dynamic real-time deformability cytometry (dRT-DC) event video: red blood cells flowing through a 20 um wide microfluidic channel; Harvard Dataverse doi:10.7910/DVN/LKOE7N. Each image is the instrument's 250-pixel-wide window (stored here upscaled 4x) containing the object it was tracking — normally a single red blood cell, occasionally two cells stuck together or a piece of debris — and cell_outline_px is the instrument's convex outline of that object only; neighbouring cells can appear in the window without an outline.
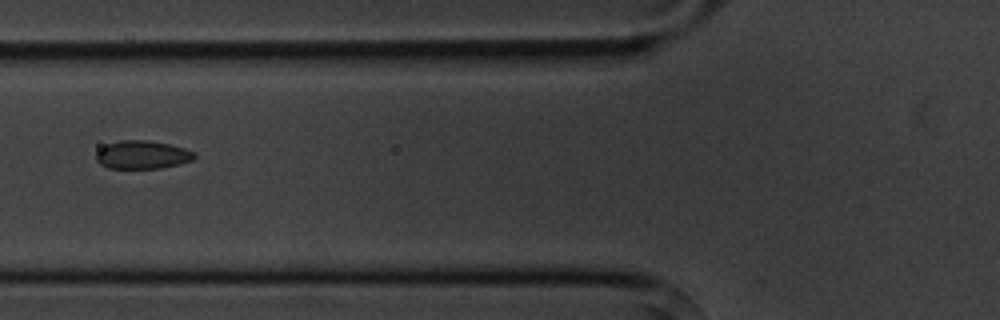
{"species": "common noctule bat (a hibernating species)", "species_latin": "Nyctalus noctula", "temperature_condition": "cold", "stored_images_in_passage": 2, "camera_frame_rate_fps": 3000, "um_per_image_px": 0.085, "animal": {"sex": "male", "body_mass_g": 20.1, "forearm_length_mm": 53.5}, "frame": {"image": 1, "passage_image": 2, "time_ms": 1.0, "image_size_px": [1000, 320], "cell_outline_px": [[196, 156], [192, 160], [180, 164], [160, 168], [108, 168], [100, 164], [96, 160], [96, 152], [100, 148], [108, 144], [120, 140], [148, 140], [168, 144], [184, 148], [196, 152]], "centroid_in_image_um": [12.1, 13.15], "position_along_channel_um": 113.7, "area_um2": 16.18}}